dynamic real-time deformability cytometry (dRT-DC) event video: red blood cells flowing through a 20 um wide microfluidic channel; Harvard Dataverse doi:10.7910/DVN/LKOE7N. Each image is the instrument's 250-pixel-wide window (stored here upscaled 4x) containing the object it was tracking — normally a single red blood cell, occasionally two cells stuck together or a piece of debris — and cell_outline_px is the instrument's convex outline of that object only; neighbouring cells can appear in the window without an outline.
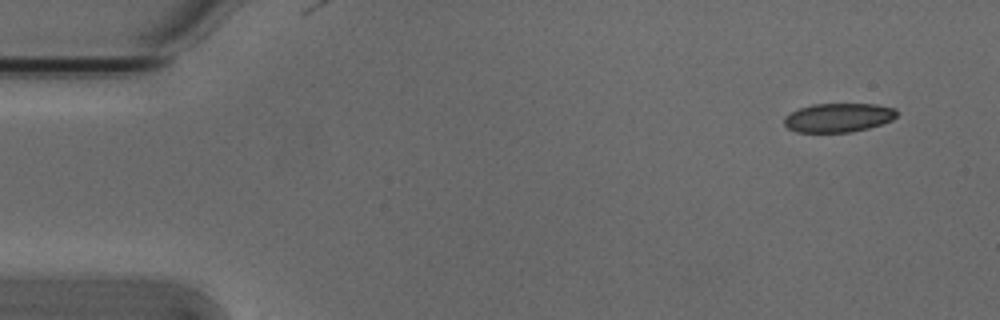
{"species": "Egyptian fruit bat (a non-hibernating species)", "species_latin": "Rousettus aegyptiacus", "temperature_condition": "cold", "stored_images_in_passage": 4, "camera_frame_rate_fps": 3000, "um_per_image_px": 0.085, "animal": {"sex": "male"}, "frame": {"image": 1, "passage_image": 1, "time_ms": 0.0, "image_size_px": [1000, 320], "cell_outline_px": [[896, 116], [892, 120], [868, 128], [848, 132], [796, 132], [788, 128], [784, 124], [784, 116], [800, 108], [812, 104], [876, 104], [896, 108]], "centroid_in_image_um": [71.25, 9.99], "position_along_channel_um": 13.8, "area_um2": 18.9}}
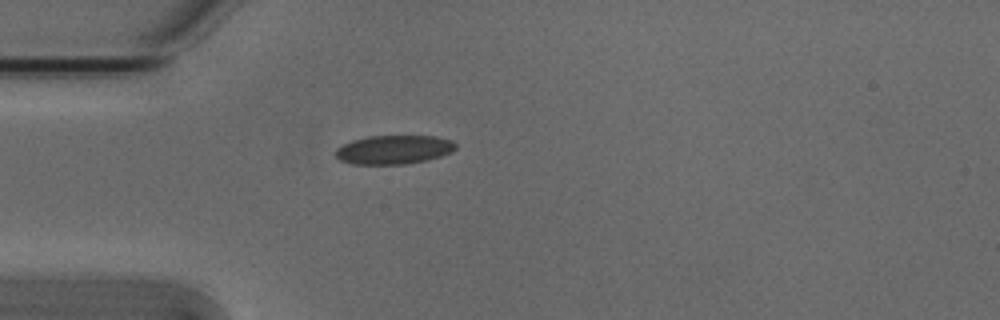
{"frame": {"image": 2, "passage_image": 4, "time_ms": 1.0, "image_size_px": [1000, 320], "cell_outline_px": [[456, 148], [452, 152], [428, 160], [404, 164], [352, 164], [340, 160], [336, 156], [336, 148], [352, 140], [368, 136], [436, 136], [452, 140], [456, 144]], "centroid_in_image_um": [33.49, 12.72], "position_along_channel_um": 51.5, "area_um2": 20.23}}